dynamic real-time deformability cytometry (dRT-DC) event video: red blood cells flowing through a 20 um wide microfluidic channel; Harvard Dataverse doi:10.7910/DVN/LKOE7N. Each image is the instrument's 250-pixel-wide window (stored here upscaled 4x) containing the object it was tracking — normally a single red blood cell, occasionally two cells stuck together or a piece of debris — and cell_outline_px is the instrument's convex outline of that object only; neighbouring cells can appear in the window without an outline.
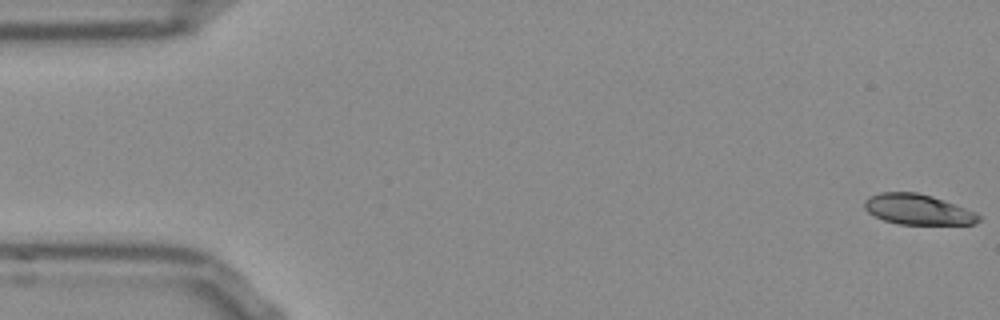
{"species": "Egyptian fruit bat (a non-hibernating species)", "species_latin": "Rousettus aegyptiacus", "temperature_condition": "room temperature", "stored_images_in_passage": 14, "camera_frame_rate_fps": 3000, "um_per_image_px": 0.085, "frame": {"image": 1, "passage_image": 1, "time_ms": 0.0, "image_size_px": [1000, 320], "cell_outline_px": [[980, 220], [976, 224], [900, 224], [884, 220], [868, 212], [864, 208], [864, 200], [868, 196], [880, 192], [916, 192], [932, 196], [976, 212], [980, 216]], "centroid_in_image_um": [78.0, 17.8], "position_along_channel_um": 7.0, "area_um2": 20.17}}
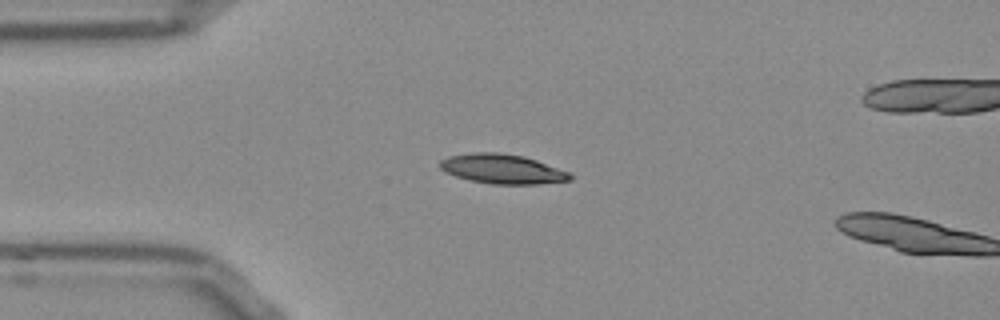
{"frame": {"image": 2, "passage_image": 13, "time_ms": 4.0, "image_size_px": [1000, 320], "cell_outline_px": [[572, 180], [536, 184], [492, 184], [472, 180], [456, 176], [444, 172], [440, 168], [440, 160], [448, 156], [472, 152], [500, 152], [524, 156], [536, 160], [568, 172], [572, 176]], "centroid_in_image_um": [42.67, 14.35], "position_along_channel_um": 42.3, "area_um2": 22.31}}